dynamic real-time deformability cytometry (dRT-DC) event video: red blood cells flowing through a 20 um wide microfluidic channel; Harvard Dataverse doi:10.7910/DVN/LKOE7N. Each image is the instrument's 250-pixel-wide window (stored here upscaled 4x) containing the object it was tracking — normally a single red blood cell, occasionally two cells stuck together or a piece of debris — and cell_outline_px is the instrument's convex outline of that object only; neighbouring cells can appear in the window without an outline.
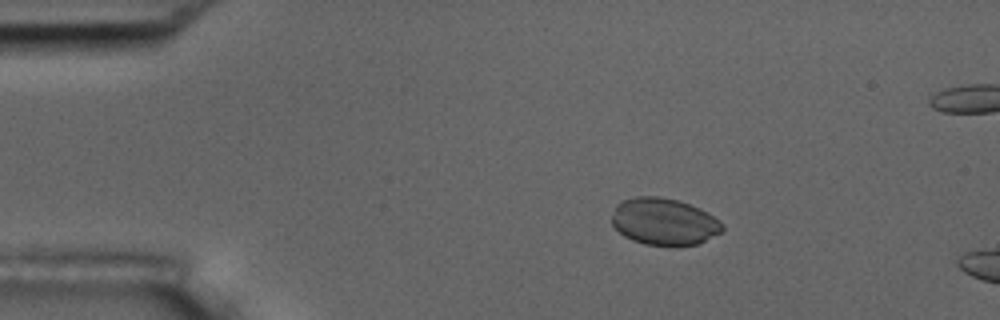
{"species": "common noctule bat (a hibernating species)", "species_latin": "Nyctalus noctula", "temperature_condition": "room temperature", "stored_images_in_passage": 3, "camera_frame_rate_fps": 3000, "um_per_image_px": 0.085, "animal": {"sex": "male", "body_mass_g": 17.5, "forearm_length_mm": 52.3}, "frame": {"image": 1, "passage_image": 1, "time_ms": 0.0, "image_size_px": [1000, 320], "cell_outline_px": [[724, 228], [720, 232], [696, 244], [644, 244], [632, 240], [624, 236], [612, 224], [612, 216], [616, 204], [620, 200], [636, 196], [660, 196], [676, 200], [700, 208], [720, 220], [724, 224]], "centroid_in_image_um": [56.41, 18.8], "position_along_channel_um": 28.6, "area_um2": 29.88}}